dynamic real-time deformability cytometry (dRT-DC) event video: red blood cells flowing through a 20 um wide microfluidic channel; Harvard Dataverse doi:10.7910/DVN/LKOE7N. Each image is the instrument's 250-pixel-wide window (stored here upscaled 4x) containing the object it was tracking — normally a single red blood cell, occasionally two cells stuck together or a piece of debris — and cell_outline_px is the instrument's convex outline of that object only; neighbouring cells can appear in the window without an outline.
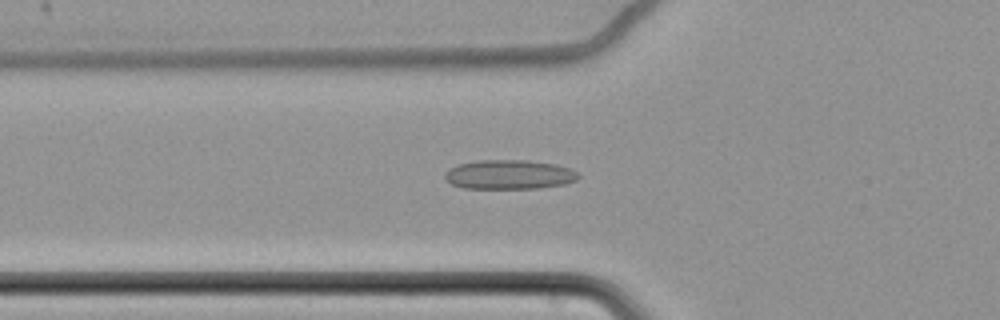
{"species": "common noctule bat (a hibernating species)", "species_latin": "Nyctalus noctula", "temperature_condition": "cold", "stored_images_in_passage": 63, "camera_frame_rate_fps": 3000, "um_per_image_px": 0.085, "animal": {"sex": "female", "body_mass_g": 22.7, "forearm_length_mm": 54.2}, "frame": {"image": 1, "passage_image": 25, "time_ms": 8.0, "image_size_px": [1000, 320], "cell_outline_px": [[580, 176], [576, 180], [564, 184], [540, 188], [464, 188], [452, 184], [444, 180], [444, 172], [448, 168], [460, 164], [476, 160], [528, 160], [556, 164], [568, 168], [576, 172]], "centroid_in_image_um": [43.24, 14.83], "position_along_channel_um": 82.6, "area_um2": 22.89}}
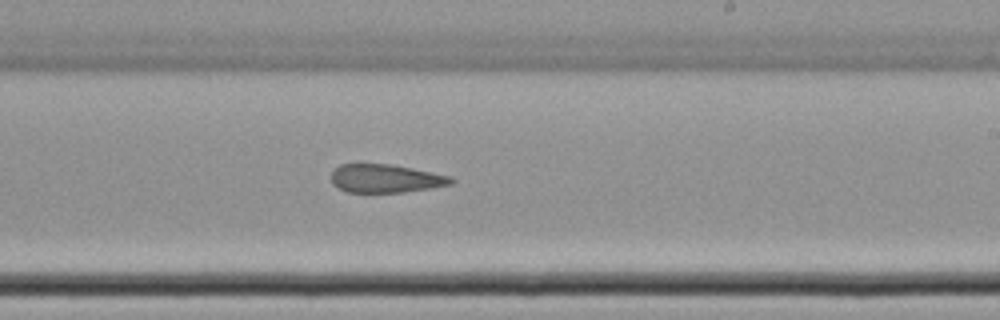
{"frame": {"image": 2, "passage_image": 40, "time_ms": 13.0, "image_size_px": [1000, 320], "cell_outline_px": [[456, 180], [452, 184], [432, 188], [404, 192], [348, 192], [336, 188], [332, 184], [332, 172], [340, 164], [392, 164], [452, 176]], "centroid_in_image_um": [32.8, 15.17], "position_along_channel_um": 256.2, "area_um2": 19.94}}
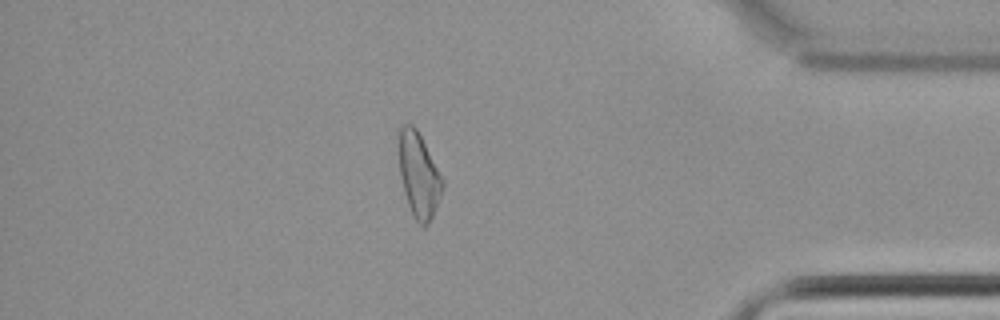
{"frame": {"image": 3, "passage_image": 55, "time_ms": 18.0, "image_size_px": [1000, 320], "cell_outline_px": [[444, 188], [432, 216], [428, 224], [424, 228], [416, 220], [408, 204], [404, 192], [400, 176], [396, 144], [400, 128], [404, 124], [412, 124], [416, 128], [444, 180]], "centroid_in_image_um": [35.56, 14.84], "position_along_channel_um": 399.6, "area_um2": 21.73}, "authors_computed_cell_mechanics": {"area_um2": 22.542, "velocity_mm_per_s": 3.4899, "shape_relaxation_time_tau1_ms": null, "shape_relaxation_time_tau2_ms": 4.7866, "deformation_change_tau1": null, "deformation_change_tau2": 0.1496}}